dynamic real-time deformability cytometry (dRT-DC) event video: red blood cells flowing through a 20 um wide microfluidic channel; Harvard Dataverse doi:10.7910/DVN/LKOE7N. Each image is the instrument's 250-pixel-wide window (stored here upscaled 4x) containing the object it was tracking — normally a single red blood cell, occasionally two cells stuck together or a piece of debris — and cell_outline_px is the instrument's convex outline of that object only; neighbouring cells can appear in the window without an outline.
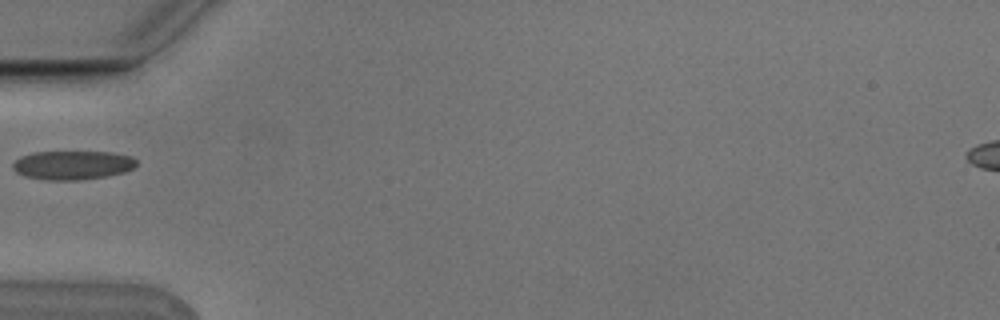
{"species": "Egyptian fruit bat (a non-hibernating species)", "species_latin": "Rousettus aegyptiacus", "temperature_condition": "cold", "stored_images_in_passage": 6, "camera_frame_rate_fps": 3000, "um_per_image_px": 0.085, "animal": {"sex": "male"}, "frame": {"image": 1, "passage_image": 6, "time_ms": 1.667, "image_size_px": [1000, 320], "cell_outline_px": [[136, 164], [132, 168], [124, 172], [108, 176], [80, 180], [48, 180], [24, 176], [16, 172], [12, 168], [12, 164], [20, 156], [32, 152], [112, 152], [132, 156], [136, 160]], "centroid_in_image_um": [6.15, 14.03], "position_along_channel_um": 78.8, "area_um2": 20.92}}